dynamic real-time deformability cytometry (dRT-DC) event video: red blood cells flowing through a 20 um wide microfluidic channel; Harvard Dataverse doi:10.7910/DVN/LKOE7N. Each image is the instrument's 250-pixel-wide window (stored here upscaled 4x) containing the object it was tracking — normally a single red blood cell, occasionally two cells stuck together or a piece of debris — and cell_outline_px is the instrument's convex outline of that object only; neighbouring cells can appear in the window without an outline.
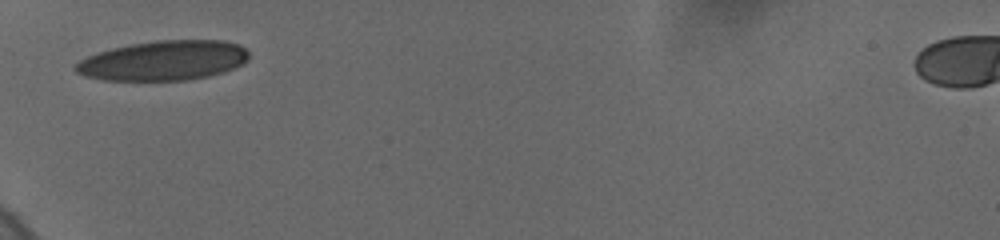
{"species": "human", "species_latin": "Homo sapiens", "temperature_condition": "cold", "stored_images_in_passage": 2, "camera_frame_rate_fps": 3000, "um_per_image_px": 0.085, "donor": {"sex": "female"}, "frame": {"image": 1, "passage_image": 1, "time_ms": 0.0, "image_size_px": [1000, 240], "cell_outline_px": [[248, 60], [244, 64], [224, 72], [208, 76], [188, 80], [104, 80], [84, 76], [76, 72], [72, 68], [80, 60], [96, 52], [112, 48], [132, 44], [156, 40], [224, 40], [240, 44], [248, 52]], "centroid_in_image_um": [13.91, 5.14], "position_along_channel_um": 71.1, "area_um2": 40.4}}